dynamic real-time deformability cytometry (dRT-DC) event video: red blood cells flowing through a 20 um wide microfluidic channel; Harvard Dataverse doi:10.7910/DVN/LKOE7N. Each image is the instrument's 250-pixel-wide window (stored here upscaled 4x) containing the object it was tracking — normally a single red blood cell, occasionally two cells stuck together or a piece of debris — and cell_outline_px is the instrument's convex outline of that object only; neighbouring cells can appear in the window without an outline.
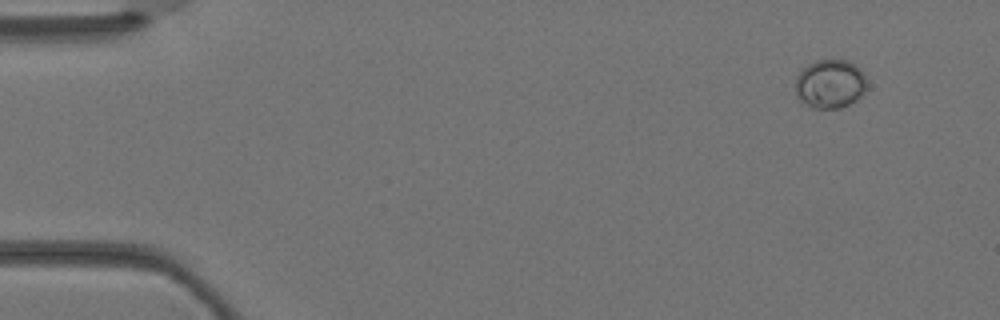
{"species": "Egyptian fruit bat (a non-hibernating species)", "species_latin": "Rousettus aegyptiacus", "temperature_condition": "warm", "stored_images_in_passage": 3, "camera_frame_rate_fps": 3000, "um_per_image_px": 0.085, "animal": {"sex": "female"}, "frame": {"image": 1, "passage_image": 1, "time_ms": 0.0, "image_size_px": [1000, 320], "cell_outline_px": [[864, 92], [856, 100], [840, 108], [808, 108], [796, 96], [796, 76], [808, 64], [816, 60], [848, 60], [856, 64], [860, 68], [864, 76]], "centroid_in_image_um": [70.52, 7.13], "position_along_channel_um": 14.5, "area_um2": 20.29}}
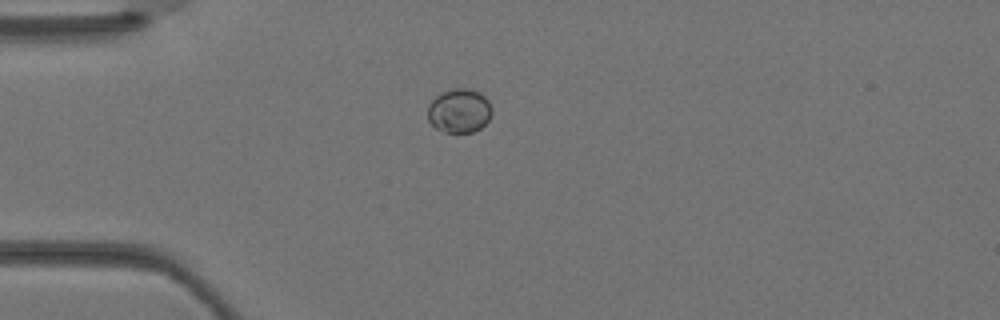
{"frame": {"image": 2, "passage_image": 3, "time_ms": 0.667, "image_size_px": [1000, 320], "cell_outline_px": [[492, 112], [488, 120], [480, 128], [472, 132], [444, 132], [436, 128], [428, 120], [428, 104], [440, 92], [452, 88], [468, 88], [480, 92], [488, 100], [492, 108]], "centroid_in_image_um": [39.03, 9.39], "position_along_channel_um": 46.0, "area_um2": 16.59}}